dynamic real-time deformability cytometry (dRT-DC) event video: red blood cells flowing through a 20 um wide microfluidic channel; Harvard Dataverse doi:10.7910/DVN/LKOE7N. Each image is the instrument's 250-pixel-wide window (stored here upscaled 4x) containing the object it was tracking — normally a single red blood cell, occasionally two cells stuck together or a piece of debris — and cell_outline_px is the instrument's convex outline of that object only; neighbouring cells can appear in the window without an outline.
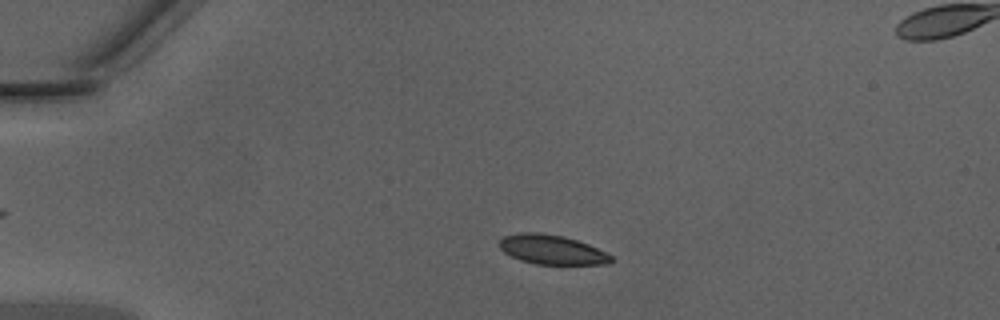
{"species": "Egyptian fruit bat (a non-hibernating species)", "species_latin": "Rousettus aegyptiacus", "temperature_condition": "warm", "stored_images_in_passage": 45, "camera_frame_rate_fps": 3000, "um_per_image_px": 0.085, "animal": {"sex": "male"}, "frame": {"image": 1, "passage_image": 8, "time_ms": 2.333, "image_size_px": [1000, 320], "cell_outline_px": [[612, 260], [608, 264], [536, 264], [520, 260], [504, 252], [500, 248], [500, 240], [504, 236], [524, 232], [536, 232], [564, 236], [588, 244], [612, 256]], "centroid_in_image_um": [46.89, 21.22], "position_along_channel_um": 38.1, "area_um2": 18.9}}
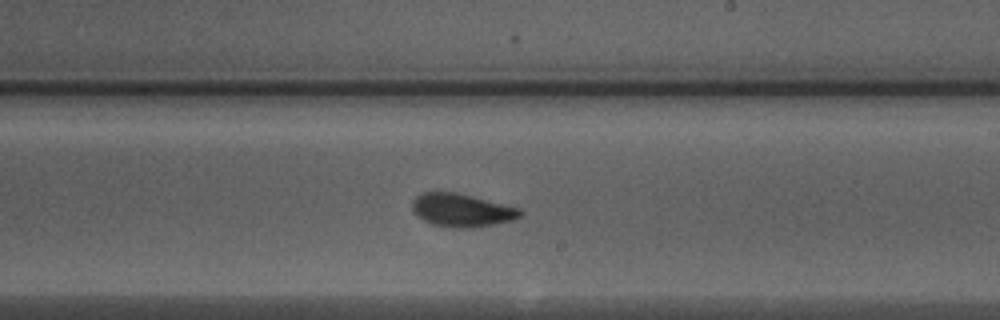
{"frame": {"image": 2, "passage_image": 26, "time_ms": 8.333, "image_size_px": [1000, 320], "cell_outline_px": [[524, 212], [520, 216], [512, 220], [472, 228], [448, 228], [432, 224], [416, 216], [412, 212], [412, 200], [420, 192], [456, 192], [520, 208]], "centroid_in_image_um": [39.2, 17.87], "position_along_channel_um": 249.8, "area_um2": 20.98}}
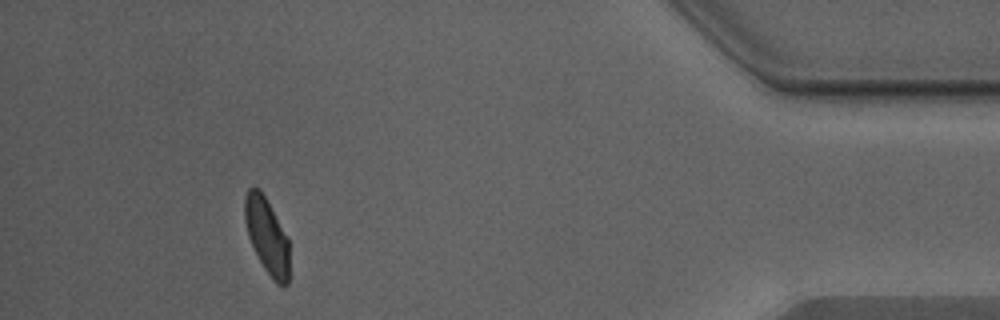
{"frame": {"image": 3, "passage_image": 41, "time_ms": 13.333, "image_size_px": [1000, 320], "cell_outline_px": [[288, 284], [284, 288], [276, 284], [264, 268], [248, 236], [244, 220], [244, 196], [248, 188], [260, 188], [288, 240]], "centroid_in_image_um": [22.66, 20.06], "position_along_channel_um": 412.5, "area_um2": 19.31}, "authors_computed_cell_mechanics": {"area_um2": 20.4612, "velocity_mm_per_s": 4.3269, "shape_relaxation_time_tau1_ms": 2.6871, "shape_relaxation_time_tau2_ms": 0.8774, "deformation_change_tau1": 0.1145, "deformation_change_tau2": 0.0551}}